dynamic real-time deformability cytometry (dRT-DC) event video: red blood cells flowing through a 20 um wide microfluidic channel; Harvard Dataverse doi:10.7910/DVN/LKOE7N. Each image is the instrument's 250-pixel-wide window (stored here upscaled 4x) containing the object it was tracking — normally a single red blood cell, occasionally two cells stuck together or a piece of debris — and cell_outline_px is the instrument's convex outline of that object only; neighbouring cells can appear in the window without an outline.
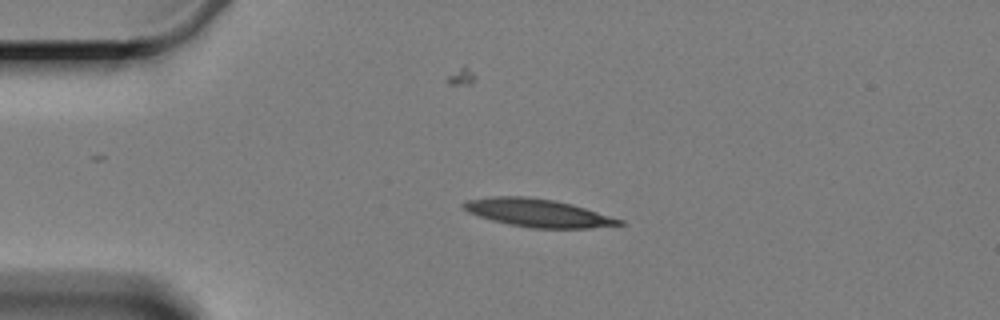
{"species": "Egyptian fruit bat (a non-hibernating species)", "species_latin": "Rousettus aegyptiacus", "temperature_condition": "cold", "stored_images_in_passage": 2, "camera_frame_rate_fps": 3000, "um_per_image_px": 0.085, "animal": {"sex": "female"}, "frame": {"image": 1, "passage_image": 1, "time_ms": 0.0, "image_size_px": [1000, 320], "cell_outline_px": [[628, 224], [588, 228], [532, 228], [508, 224], [492, 220], [468, 212], [460, 204], [468, 200], [496, 196], [524, 196], [552, 200], [572, 204], [624, 220]], "centroid_in_image_um": [45.75, 18.1], "position_along_channel_um": 39.2, "area_um2": 25.2}}